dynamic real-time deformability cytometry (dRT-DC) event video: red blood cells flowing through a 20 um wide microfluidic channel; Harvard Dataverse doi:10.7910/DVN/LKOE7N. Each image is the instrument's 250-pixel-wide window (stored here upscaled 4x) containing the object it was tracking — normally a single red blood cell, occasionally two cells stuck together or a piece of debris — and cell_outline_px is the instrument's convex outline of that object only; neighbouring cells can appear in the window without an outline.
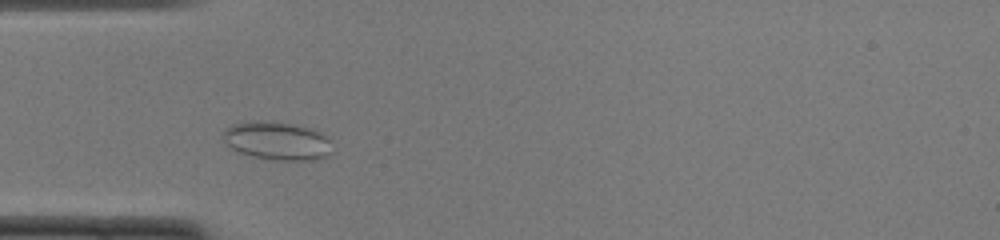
{"species": "common noctule bat (a hibernating species)", "species_latin": "Nyctalus noctula", "temperature_condition": "cold", "stored_images_in_passage": 42, "camera_frame_rate_fps": 3000, "um_per_image_px": 0.085, "animal": {"sex": "female", "body_mass_g": 22.0, "forearm_length_mm": 56.7}, "frame": {"image": 1, "passage_image": 7, "time_ms": 2.0, "image_size_px": [1000, 240], "cell_outline_px": [[332, 152], [328, 156], [316, 160], [272, 160], [252, 156], [240, 152], [232, 148], [224, 140], [224, 128], [232, 124], [256, 120], [260, 120], [292, 124], [308, 128], [320, 132], [328, 140]], "centroid_in_image_um": [23.55, 11.98], "position_along_channel_um": 61.5, "area_um2": 24.16}}
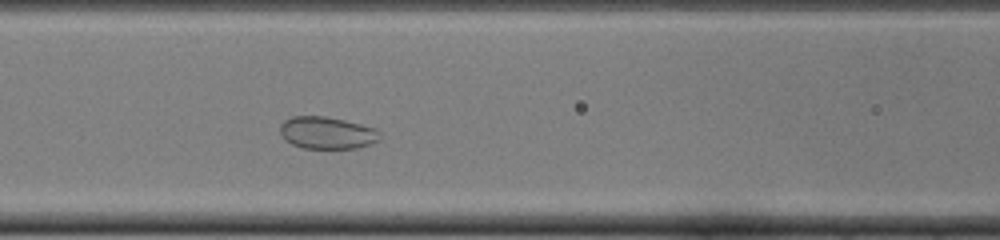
{"frame": {"image": 2, "passage_image": 13, "time_ms": 4.0, "image_size_px": [1000, 240], "cell_outline_px": [[380, 132], [376, 140], [368, 144], [356, 148], [304, 148], [292, 144], [280, 132], [280, 124], [284, 120], [292, 116], [324, 116], [344, 120], [376, 128]], "centroid_in_image_um": [27.77, 11.27], "position_along_channel_um": 138.8, "area_um2": 18.38}}
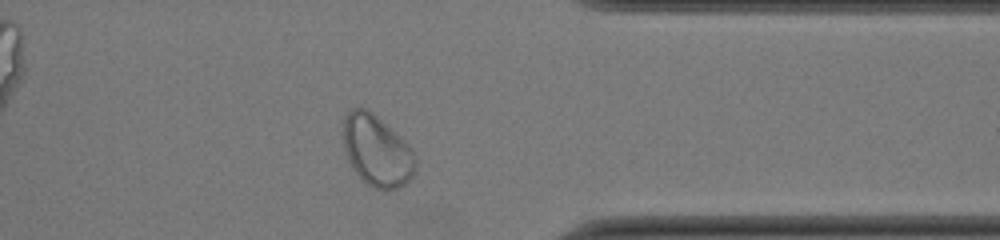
{"frame": {"image": 3, "passage_image": 32, "time_ms": 10.333, "image_size_px": [1000, 240], "cell_outline_px": [[416, 168], [412, 176], [400, 188], [376, 188], [368, 184], [356, 172], [348, 160], [344, 148], [344, 116], [352, 108], [368, 108], [404, 140], [408, 144], [416, 156]], "centroid_in_image_um": [32.04, 12.79], "position_along_channel_um": 379.4, "area_um2": 29.59}}